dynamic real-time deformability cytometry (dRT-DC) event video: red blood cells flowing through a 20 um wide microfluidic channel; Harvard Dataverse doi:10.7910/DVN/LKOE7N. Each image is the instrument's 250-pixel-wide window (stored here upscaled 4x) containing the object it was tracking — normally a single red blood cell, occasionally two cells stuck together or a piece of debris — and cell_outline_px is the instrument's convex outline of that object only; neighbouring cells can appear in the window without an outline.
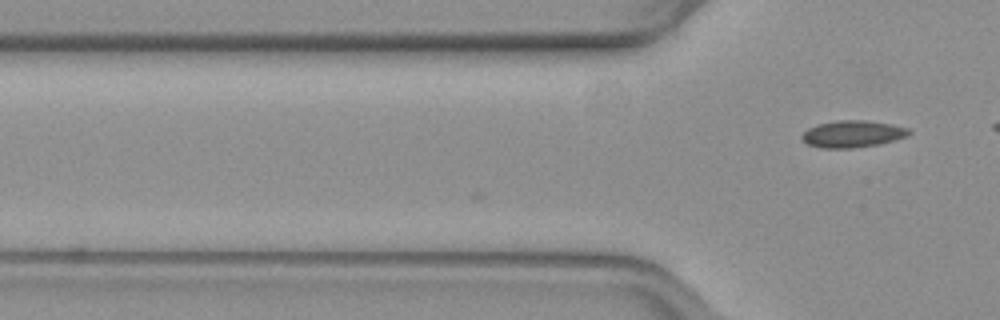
{"species": "common noctule bat (a hibernating species)", "species_latin": "Nyctalus noctula", "temperature_condition": "warm", "stored_images_in_passage": 4, "camera_frame_rate_fps": 3000, "um_per_image_px": 0.085, "animal": {"sex": "female", "body_mass_g": 19.3, "forearm_length_mm": 54.1}, "frame": {"image": 1, "passage_image": 4, "time_ms": 1.0, "image_size_px": [1000, 320], "cell_outline_px": [[912, 132], [908, 136], [896, 140], [880, 144], [852, 148], [820, 148], [808, 144], [800, 140], [800, 136], [808, 128], [816, 124], [836, 120], [864, 120], [892, 124], [908, 128]], "centroid_in_image_um": [72.45, 11.38], "position_along_channel_um": 53.3, "area_um2": 17.05}}